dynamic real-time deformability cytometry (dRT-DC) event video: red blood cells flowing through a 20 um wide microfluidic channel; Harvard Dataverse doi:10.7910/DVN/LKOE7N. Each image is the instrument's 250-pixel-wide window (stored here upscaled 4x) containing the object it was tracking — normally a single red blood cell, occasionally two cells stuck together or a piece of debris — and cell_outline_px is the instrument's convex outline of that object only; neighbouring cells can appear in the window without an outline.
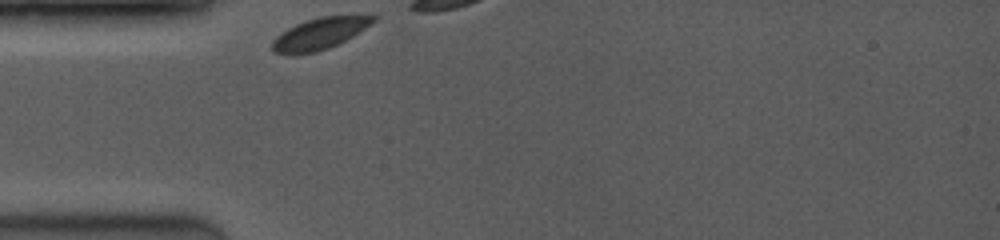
{"species": "common noctule bat (a hibernating species)", "species_latin": "Nyctalus noctula", "temperature_condition": "room temperature", "stored_images_in_passage": 8, "camera_frame_rate_fps": 3500, "um_per_image_px": 0.085, "animal": {"sex": "female", "body_mass_g": 19.0, "forearm_length_mm": 53.3}, "frame": {"image": 1, "passage_image": 1, "time_ms": 0.0, "image_size_px": [1000, 240], "cell_outline_px": [[380, 16], [376, 20], [352, 36], [328, 48], [316, 52], [292, 56], [272, 52], [272, 40], [280, 32], [304, 20], [320, 16]], "centroid_in_image_um": [27.08, 2.88], "position_along_channel_um": 57.9, "area_um2": 18.55}}